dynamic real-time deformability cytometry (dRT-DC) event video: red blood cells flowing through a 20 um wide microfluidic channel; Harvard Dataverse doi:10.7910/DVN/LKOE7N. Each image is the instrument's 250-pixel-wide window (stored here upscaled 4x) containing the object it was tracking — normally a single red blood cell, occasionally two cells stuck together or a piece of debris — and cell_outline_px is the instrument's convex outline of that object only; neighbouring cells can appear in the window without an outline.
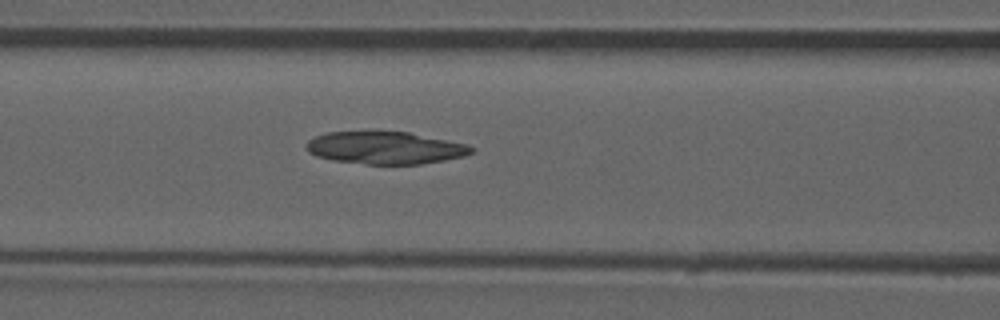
{"species": "common noctule bat (a hibernating species)", "species_latin": "Nyctalus noctula", "temperature_condition": "room temperature", "stored_images_in_passage": 49, "camera_frame_rate_fps": 3000, "um_per_image_px": 0.085, "animal": {"sex": "male", "forearm_length_mm": 52.5}, "frame": {"image": 1, "passage_image": 21, "time_ms": 6.667, "image_size_px": [1000, 320], "cell_outline_px": [[476, 148], [472, 152], [464, 156], [444, 160], [420, 164], [368, 164], [332, 160], [316, 156], [308, 152], [308, 140], [316, 136], [328, 132], [408, 132], [468, 144]], "centroid_in_image_um": [32.77, 12.57], "position_along_channel_um": 133.8, "area_um2": 30.92}}